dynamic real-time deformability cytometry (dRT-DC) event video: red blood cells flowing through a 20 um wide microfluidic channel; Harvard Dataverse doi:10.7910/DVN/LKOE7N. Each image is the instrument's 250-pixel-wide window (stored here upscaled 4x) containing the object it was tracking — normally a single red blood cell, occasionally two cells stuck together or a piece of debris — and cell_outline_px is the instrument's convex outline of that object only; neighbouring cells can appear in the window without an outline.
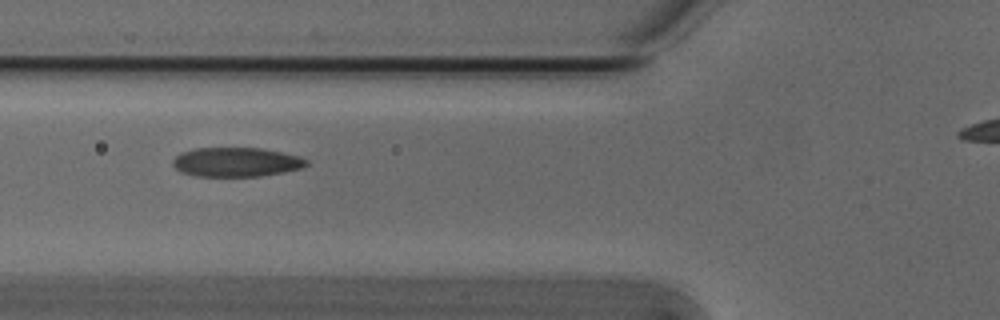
{"species": "Egyptian fruit bat (a non-hibernating species)", "species_latin": "Rousettus aegyptiacus", "temperature_condition": "cold", "stored_images_in_passage": 6, "camera_frame_rate_fps": 3000, "um_per_image_px": 0.085, "animal": {"sex": "male"}, "frame": {"image": 1, "passage_image": 4, "time_ms": 1.0, "image_size_px": [1000, 320], "cell_outline_px": [[308, 164], [304, 168], [284, 172], [260, 176], [196, 176], [180, 172], [172, 164], [172, 160], [180, 152], [196, 148], [260, 148], [300, 156], [308, 160]], "centroid_in_image_um": [20.08, 13.78], "position_along_channel_um": 105.7, "area_um2": 22.89}}
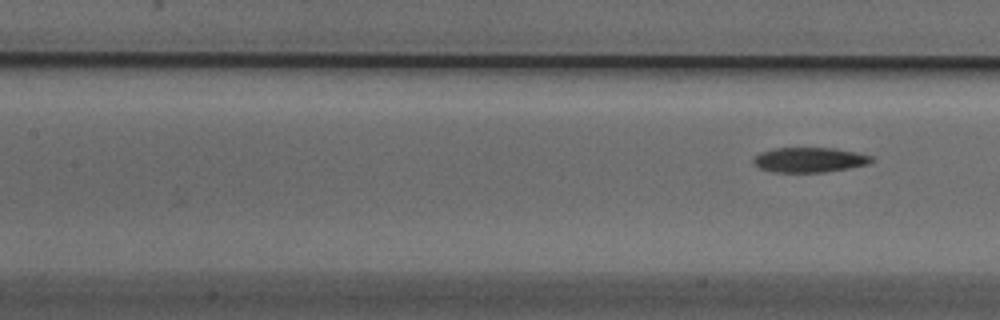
{"frame": {"image": 2, "passage_image": 6, "time_ms": 1.667, "image_size_px": [1000, 320], "cell_outline_px": [[872, 160], [868, 164], [848, 168], [824, 172], [772, 172], [760, 168], [752, 164], [752, 160], [760, 152], [772, 148], [836, 148], [856, 152], [872, 156]], "centroid_in_image_um": [68.76, 13.58], "position_along_channel_um": 138.6, "area_um2": 17.17}}